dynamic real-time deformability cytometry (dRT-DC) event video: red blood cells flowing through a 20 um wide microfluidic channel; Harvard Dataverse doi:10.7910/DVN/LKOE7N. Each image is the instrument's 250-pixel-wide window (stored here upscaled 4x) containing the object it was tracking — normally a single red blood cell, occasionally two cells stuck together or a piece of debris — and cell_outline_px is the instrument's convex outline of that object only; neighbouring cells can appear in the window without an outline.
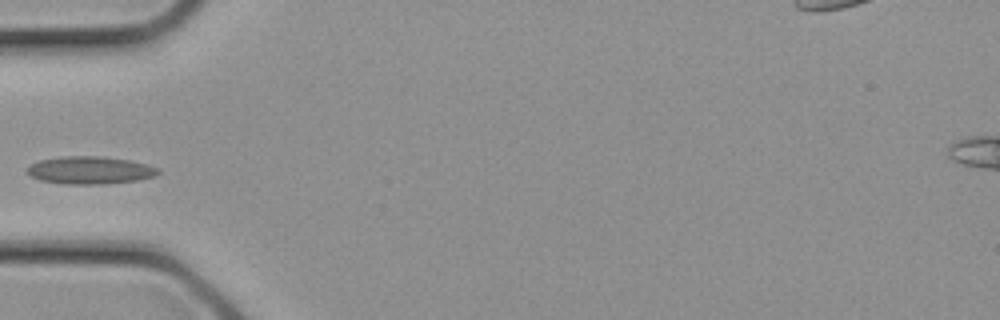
{"species": "common noctule bat (a hibernating species)", "species_latin": "Nyctalus noctula", "temperature_condition": "cold", "stored_images_in_passage": 7, "camera_frame_rate_fps": 3000, "um_per_image_px": 0.085, "animal": {"sex": "female", "body_mass_g": 21.9}, "frame": {"image": 1, "passage_image": 1, "time_ms": 0.0, "image_size_px": [1000, 320], "cell_outline_px": [[160, 172], [156, 176], [136, 180], [100, 184], [64, 184], [40, 180], [32, 176], [24, 168], [40, 160], [60, 156], [100, 156], [128, 160], [148, 164], [160, 168]], "centroid_in_image_um": [7.66, 14.46], "position_along_channel_um": 77.3, "area_um2": 21.1}}
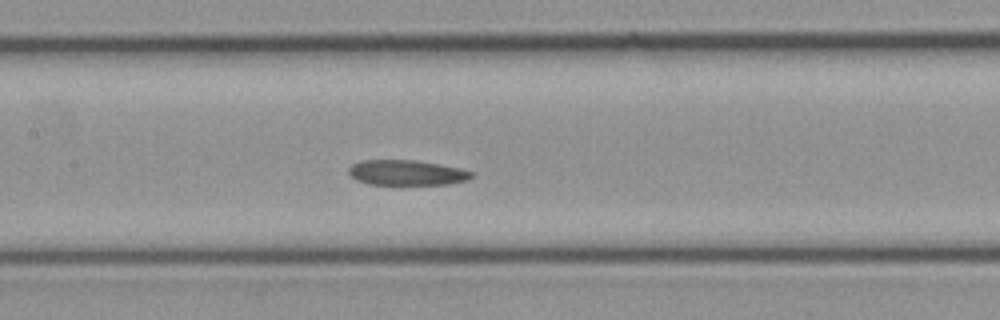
{"frame": {"image": 2, "passage_image": 5, "time_ms": 1.333, "image_size_px": [1000, 320], "cell_outline_px": [[472, 176], [468, 180], [448, 184], [368, 184], [356, 180], [348, 172], [348, 168], [352, 164], [360, 160], [416, 160], [460, 168], [472, 172]], "centroid_in_image_um": [34.54, 14.67], "position_along_channel_um": 172.9, "area_um2": 17.98}}
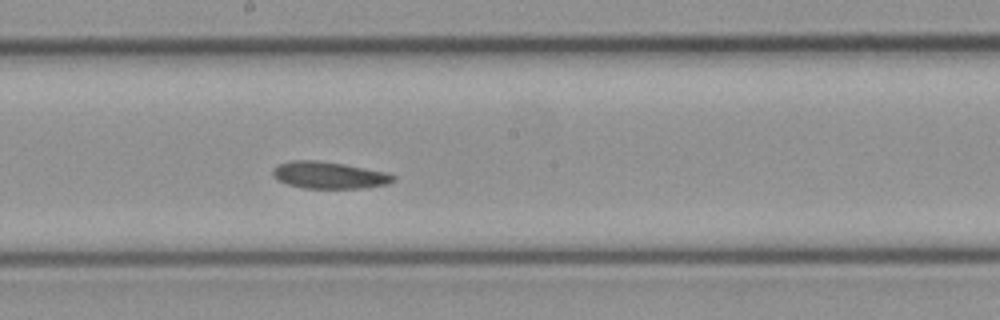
{"frame": {"image": 3, "passage_image": 7, "time_ms": 2.0, "image_size_px": [1000, 320], "cell_outline_px": [[396, 180], [388, 184], [364, 188], [304, 188], [288, 184], [276, 180], [272, 176], [272, 168], [276, 164], [288, 160], [316, 160], [344, 164], [388, 172], [396, 176]], "centroid_in_image_um": [27.95, 14.88], "position_along_channel_um": 220.3, "area_um2": 19.25}}